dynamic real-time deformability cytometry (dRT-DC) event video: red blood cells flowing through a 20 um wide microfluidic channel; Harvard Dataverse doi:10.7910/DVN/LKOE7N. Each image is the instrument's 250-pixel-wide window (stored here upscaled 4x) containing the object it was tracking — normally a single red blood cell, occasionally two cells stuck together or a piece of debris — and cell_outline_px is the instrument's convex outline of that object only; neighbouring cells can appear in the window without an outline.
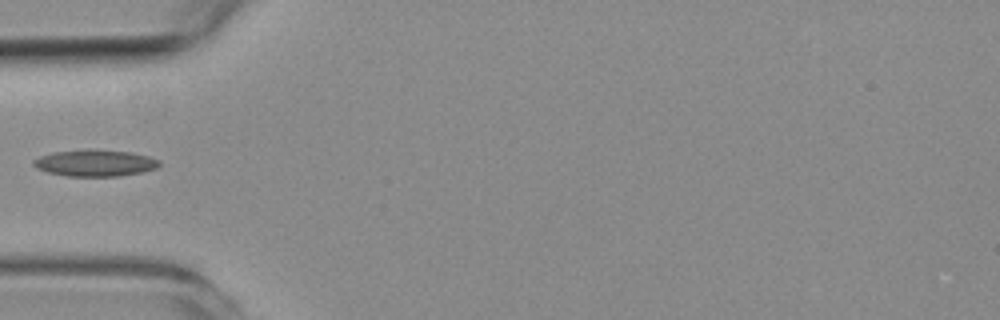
{"species": "common noctule bat (a hibernating species)", "species_latin": "Nyctalus noctula", "temperature_condition": "room temperature", "stored_images_in_passage": 9, "camera_frame_rate_fps": 3000, "um_per_image_px": 0.085, "animal": {"sex": "female", "body_mass_g": 19.3, "forearm_length_mm": 54.1}, "frame": {"image": 1, "passage_image": 1, "time_ms": 0.0, "image_size_px": [1000, 320], "cell_outline_px": [[160, 164], [156, 168], [144, 172], [120, 176], [68, 176], [48, 172], [36, 168], [32, 164], [32, 160], [40, 156], [52, 152], [92, 148], [132, 152], [148, 156], [160, 160]], "centroid_in_image_um": [8.08, 13.84], "position_along_channel_um": 76.9, "area_um2": 19.83}}
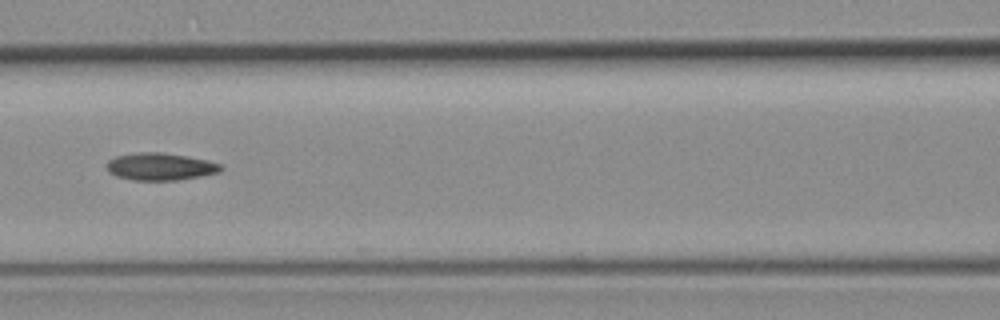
{"frame": {"image": 2, "passage_image": 7, "time_ms": 2.0, "image_size_px": [1000, 320], "cell_outline_px": [[224, 168], [220, 172], [180, 180], [136, 180], [116, 176], [108, 172], [108, 160], [116, 156], [136, 152], [164, 152], [188, 156], [208, 160], [220, 164]], "centroid_in_image_um": [13.65, 14.15], "position_along_channel_um": 152.9, "area_um2": 18.26}}